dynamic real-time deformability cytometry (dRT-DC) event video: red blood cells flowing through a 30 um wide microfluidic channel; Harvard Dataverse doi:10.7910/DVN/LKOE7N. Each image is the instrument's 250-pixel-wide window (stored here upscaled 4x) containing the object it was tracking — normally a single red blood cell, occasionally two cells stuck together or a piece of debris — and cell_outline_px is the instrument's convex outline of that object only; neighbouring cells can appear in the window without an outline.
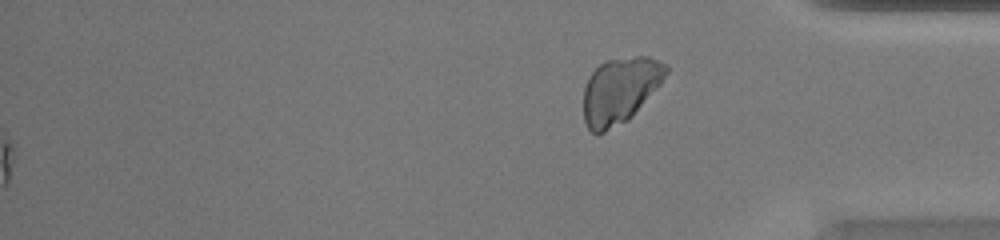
{"species": "common noctule bat (a hibernating species)", "species_latin": "Nyctalus noctula", "temperature_condition": "warm", "stored_images_in_passage": 48, "segment_of_instrument_passage": [2, 2], "camera_frame_rate_fps": 3000, "um_per_image_px": 0.085, "animal": {"sex": "female", "body_mass_g": 20.0, "forearm_length_mm": 54.0}, "frame": {"image": 1, "passage_image": 48, "time_ms": 15.667, "image_size_px": [1000, 240], "cell_outline_px": [[668, 72], [660, 84], [632, 116], [628, 120], [596, 136], [588, 128], [584, 120], [584, 88], [588, 76], [600, 64], [608, 60], [636, 56], [648, 56], [668, 64]], "centroid_in_image_um": [52.7, 7.68], "position_along_channel_um": 382.5, "area_um2": 31.67}}